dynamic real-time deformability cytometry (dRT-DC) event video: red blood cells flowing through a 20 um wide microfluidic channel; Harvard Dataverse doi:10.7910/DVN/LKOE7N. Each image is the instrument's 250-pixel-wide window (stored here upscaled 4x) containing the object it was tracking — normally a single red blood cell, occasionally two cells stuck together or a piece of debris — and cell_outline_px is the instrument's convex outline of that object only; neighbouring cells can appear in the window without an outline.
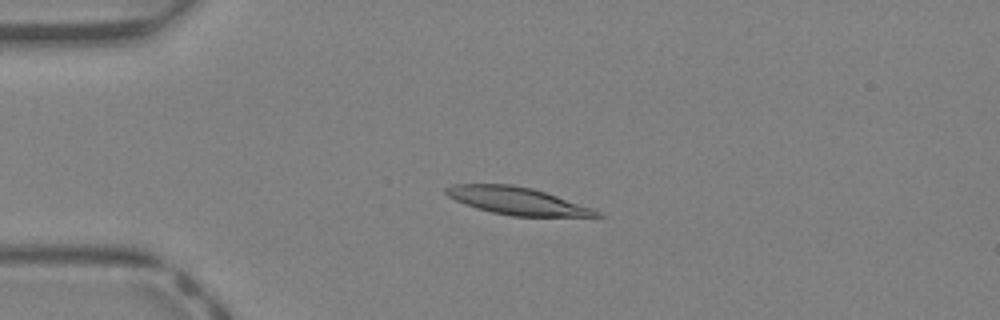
{"species": "Egyptian fruit bat (a non-hibernating species)", "species_latin": "Rousettus aegyptiacus", "temperature_condition": "warm", "stored_images_in_passage": 40, "camera_frame_rate_fps": 3000, "um_per_image_px": 0.085, "animal": {"sex": "female"}, "frame": {"image": 1, "passage_image": 9, "time_ms": 2.667, "image_size_px": [1000, 320], "cell_outline_px": [[604, 216], [512, 216], [492, 212], [476, 208], [464, 204], [448, 196], [444, 192], [444, 188], [452, 184], [512, 184], [532, 188], [592, 208], [600, 212]], "centroid_in_image_um": [43.89, 17.07], "position_along_channel_um": 41.1, "area_um2": 23.81}}
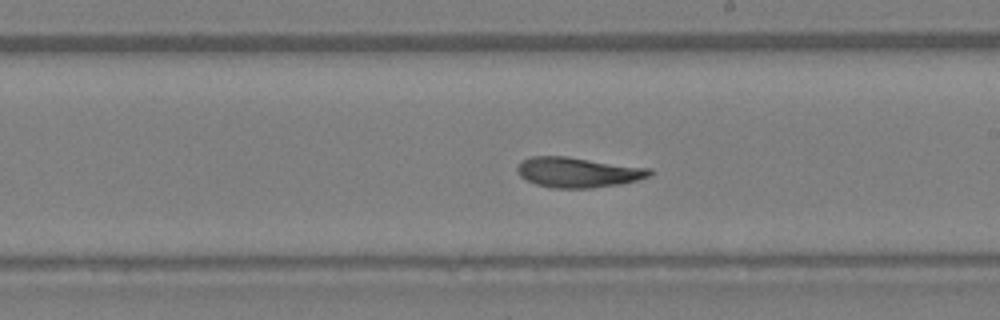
{"frame": {"image": 2, "passage_image": 23, "time_ms": 7.333, "image_size_px": [1000, 320], "cell_outline_px": [[652, 172], [648, 176], [636, 180], [620, 184], [592, 188], [552, 188], [536, 184], [520, 176], [516, 172], [516, 168], [520, 160], [532, 156], [568, 156], [652, 168]], "centroid_in_image_um": [49.1, 14.63], "position_along_channel_um": 239.9, "area_um2": 23.47}}
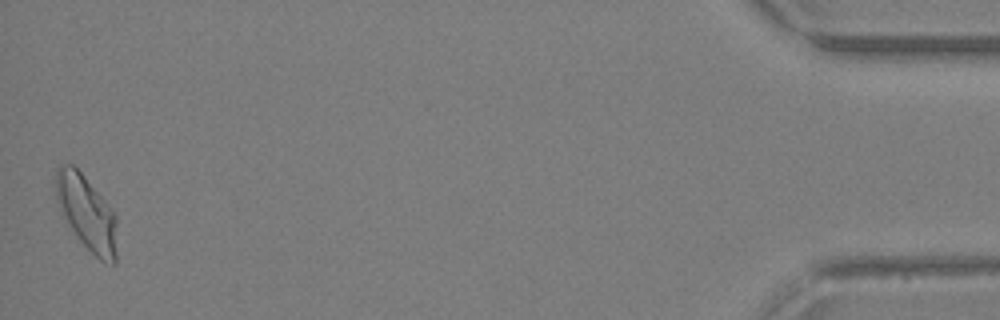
{"frame": {"image": 3, "passage_image": 40, "time_ms": 13.0, "image_size_px": [1000, 320], "cell_outline_px": [[116, 264], [104, 264], [80, 240], [64, 216], [56, 200], [56, 168], [60, 164], [72, 164], [84, 176], [104, 200], [116, 216]], "centroid_in_image_um": [7.38, 18.1], "position_along_channel_um": 427.8, "area_um2": 26.01}, "authors_computed_cell_mechanics": {"area_um2": 23.6402, "velocity_mm_per_s": 4.9463, "shape_relaxation_time_tau1_ms": 6.1691, "shape_relaxation_time_tau2_ms": 7.4908, "deformation_change_tau1": 0.2463, "deformation_change_tau2": 0.159}}